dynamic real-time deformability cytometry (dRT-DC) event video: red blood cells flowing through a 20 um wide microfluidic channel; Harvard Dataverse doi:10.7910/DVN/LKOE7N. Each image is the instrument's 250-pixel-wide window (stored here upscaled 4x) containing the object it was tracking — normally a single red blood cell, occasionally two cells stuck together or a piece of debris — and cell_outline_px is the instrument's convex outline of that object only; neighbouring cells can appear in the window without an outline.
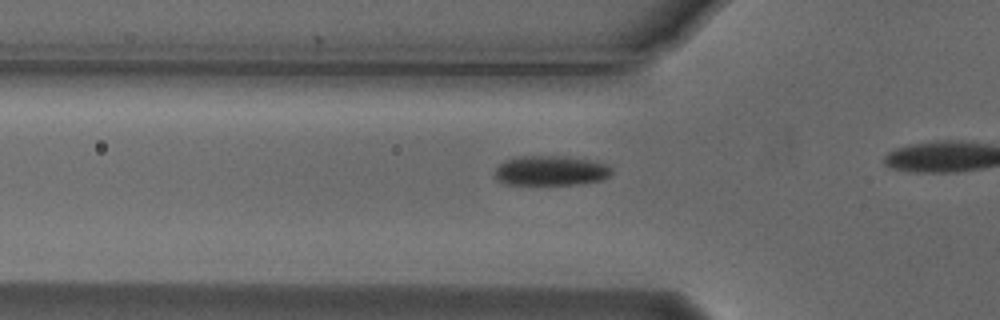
{"species": "Egyptian fruit bat (a non-hibernating species)", "species_latin": "Rousettus aegyptiacus", "temperature_condition": "cold", "stored_images_in_passage": 19, "camera_frame_rate_fps": 3000, "um_per_image_px": 0.085, "animal": {"sex": "male"}, "frame": {"image": 1, "passage_image": 14, "time_ms": 4.333, "image_size_px": [1000, 320], "cell_outline_px": [[612, 176], [600, 180], [576, 184], [508, 184], [496, 180], [496, 168], [504, 160], [516, 156], [564, 156], [596, 160], [608, 164], [612, 168]], "centroid_in_image_um": [46.87, 14.49], "position_along_channel_um": 78.9, "area_um2": 20.52}}